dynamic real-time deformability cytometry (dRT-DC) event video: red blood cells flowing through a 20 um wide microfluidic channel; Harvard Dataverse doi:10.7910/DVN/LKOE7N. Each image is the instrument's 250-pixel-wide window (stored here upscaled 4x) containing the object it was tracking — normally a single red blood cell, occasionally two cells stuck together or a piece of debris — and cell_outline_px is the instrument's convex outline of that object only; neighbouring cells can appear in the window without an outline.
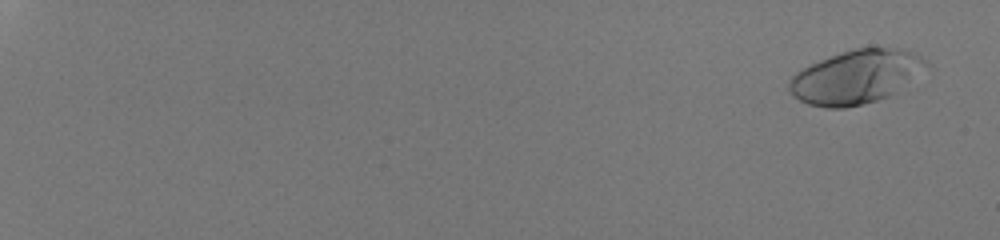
{"species": "human", "species_latin": "Homo sapiens", "temperature_condition": "room temperature", "stored_images_in_passage": 56, "camera_frame_rate_fps": 3000, "um_per_image_px": 0.085, "donor": {"sex": "male"}, "frame": {"image": 1, "passage_image": 4, "time_ms": 1.0, "image_size_px": [1000, 240], "cell_outline_px": [[932, 64], [896, 92], [888, 96], [876, 100], [844, 108], [828, 108], [808, 104], [792, 96], [788, 88], [788, 84], [792, 76], [796, 72], [820, 60], [856, 48], [900, 48], [920, 56], [928, 60]], "centroid_in_image_um": [72.77, 6.54], "position_along_channel_um": 12.2, "area_um2": 42.43}}
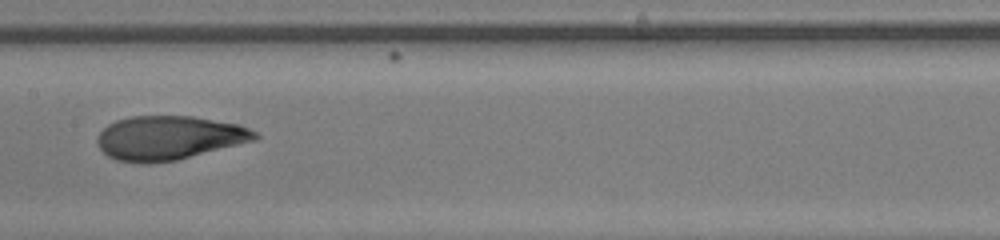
{"frame": {"image": 2, "passage_image": 35, "time_ms": 11.333, "image_size_px": [1000, 240], "cell_outline_px": [[260, 136], [256, 140], [176, 160], [148, 164], [116, 160], [108, 156], [100, 148], [96, 140], [96, 136], [108, 124], [116, 120], [132, 116], [192, 116], [240, 124], [256, 132]], "centroid_in_image_um": [14.35, 11.71], "position_along_channel_um": 193.0, "area_um2": 40.46}}
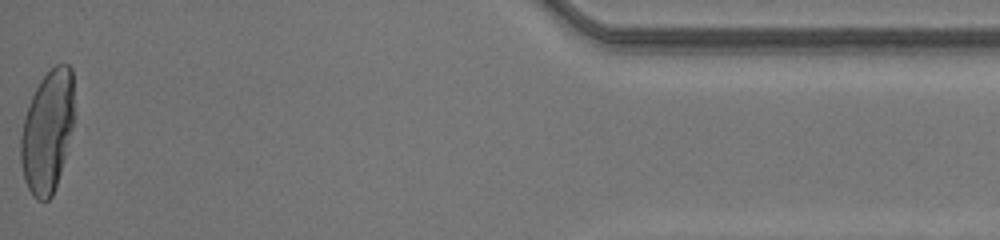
{"frame": {"image": 3, "passage_image": 56, "time_ms": 18.333, "image_size_px": [1000, 240], "cell_outline_px": [[72, 128], [60, 172], [52, 196], [48, 200], [36, 200], [32, 196], [24, 180], [20, 160], [20, 136], [24, 116], [32, 96], [40, 80], [56, 64], [68, 64], [72, 68]], "centroid_in_image_um": [3.99, 11.19], "position_along_channel_um": 431.2, "area_um2": 37.57}, "authors_computed_cell_mechanics": {"area_um2": 39.7086, "velocity_mm_per_s": 4.2365, "shape_relaxation_time_tau1_ms": 5.3214, "shape_relaxation_time_tau2_ms": 0.8198, "deformation_change_tau1": 0.2538, "deformation_change_tau2": 0.0694}}